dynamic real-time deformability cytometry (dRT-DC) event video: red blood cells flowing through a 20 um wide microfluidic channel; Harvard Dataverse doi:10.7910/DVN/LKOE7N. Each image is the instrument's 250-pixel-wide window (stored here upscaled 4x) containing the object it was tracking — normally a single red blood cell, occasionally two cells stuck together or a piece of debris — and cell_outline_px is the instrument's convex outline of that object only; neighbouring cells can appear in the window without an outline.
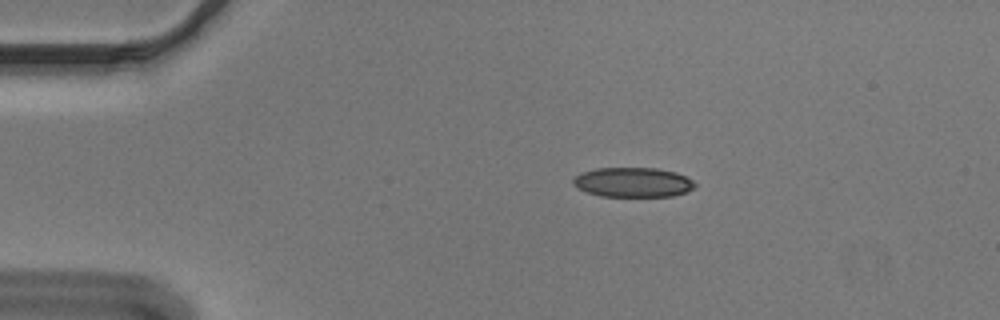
{"species": "Egyptian fruit bat (a non-hibernating species)", "species_latin": "Rousettus aegyptiacus", "temperature_condition": "cold", "stored_images_in_passage": 45, "camera_frame_rate_fps": 3000, "um_per_image_px": 0.085, "animal": {"sex": "male"}, "frame": {"image": 1, "passage_image": 1, "time_ms": 0.0, "image_size_px": [1000, 320], "cell_outline_px": [[696, 184], [692, 188], [684, 192], [672, 196], [600, 196], [576, 188], [572, 184], [572, 180], [580, 172], [596, 168], [656, 168], [676, 172], [692, 180]], "centroid_in_image_um": [53.74, 15.49], "position_along_channel_um": 31.3, "area_um2": 20.98}}
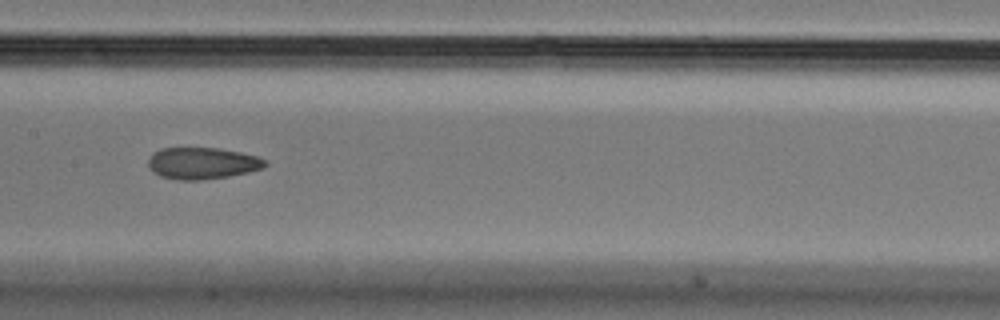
{"frame": {"image": 2, "passage_image": 18, "time_ms": 5.667, "image_size_px": [1000, 320], "cell_outline_px": [[268, 164], [264, 168], [248, 172], [228, 176], [204, 180], [176, 180], [160, 176], [148, 164], [148, 160], [160, 148], [216, 148], [240, 152], [256, 156], [264, 160]], "centroid_in_image_um": [17.22, 13.88], "position_along_channel_um": 190.2, "area_um2": 21.33}}
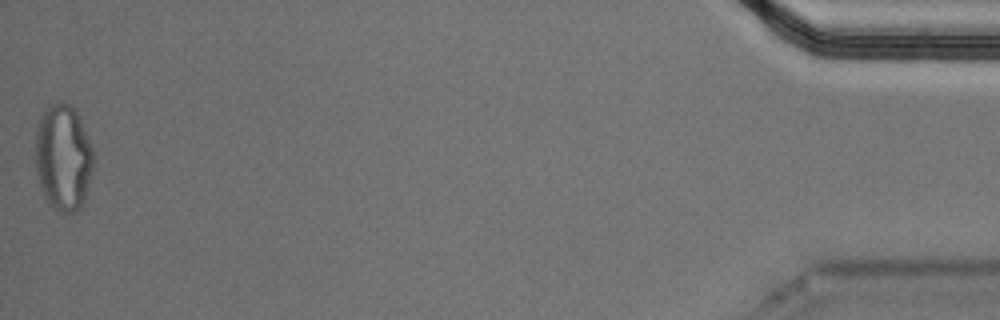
{"frame": {"image": 3, "passage_image": 45, "time_ms": 14.667, "image_size_px": [1000, 320], "cell_outline_px": [[96, 160], [84, 204], [76, 212], [56, 212], [52, 208], [44, 196], [40, 188], [36, 172], [36, 128], [44, 112], [52, 104], [60, 100], [68, 104], [80, 116], [92, 148]], "centroid_in_image_um": [5.41, 13.44], "position_along_channel_um": 429.8, "area_um2": 36.53}, "authors_computed_cell_mechanics": {"area_um2": 22.542, "velocity_mm_per_s": 3.6709, "shape_relaxation_time_tau1_ms": null, "shape_relaxation_time_tau2_ms": 2.6445, "deformation_change_tau1": null, "deformation_change_tau2": 0.0879}}